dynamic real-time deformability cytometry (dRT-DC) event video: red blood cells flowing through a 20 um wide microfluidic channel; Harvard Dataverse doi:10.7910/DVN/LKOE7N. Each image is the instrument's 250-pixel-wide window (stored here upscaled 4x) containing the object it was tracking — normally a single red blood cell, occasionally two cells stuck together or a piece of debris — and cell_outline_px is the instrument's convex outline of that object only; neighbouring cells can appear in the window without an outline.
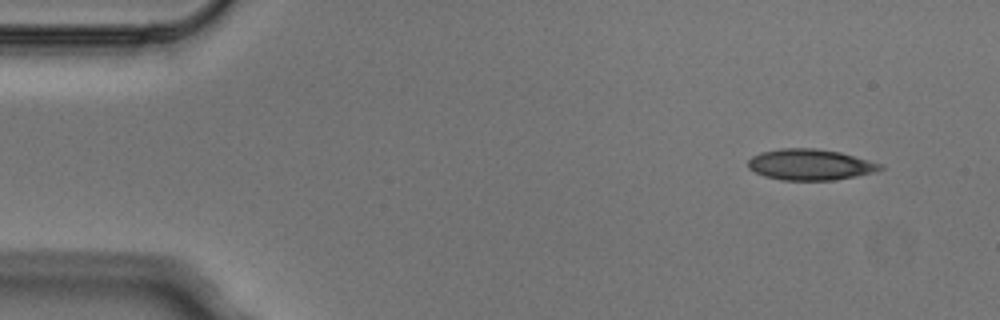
{"species": "Egyptian fruit bat (a non-hibernating species)", "species_latin": "Rousettus aegyptiacus", "temperature_condition": "cold", "stored_images_in_passage": 5, "camera_frame_rate_fps": 3000, "um_per_image_px": 0.085, "animal": {"sex": "male"}, "frame": {"image": 1, "passage_image": 1, "time_ms": 0.0, "image_size_px": [1000, 320], "cell_outline_px": [[884, 168], [876, 172], [856, 176], [832, 180], [780, 180], [764, 176], [748, 168], [748, 160], [752, 156], [760, 152], [780, 148], [816, 148], [840, 152], [884, 164]], "centroid_in_image_um": [68.88, 13.99], "position_along_channel_um": 16.1, "area_um2": 24.04}}
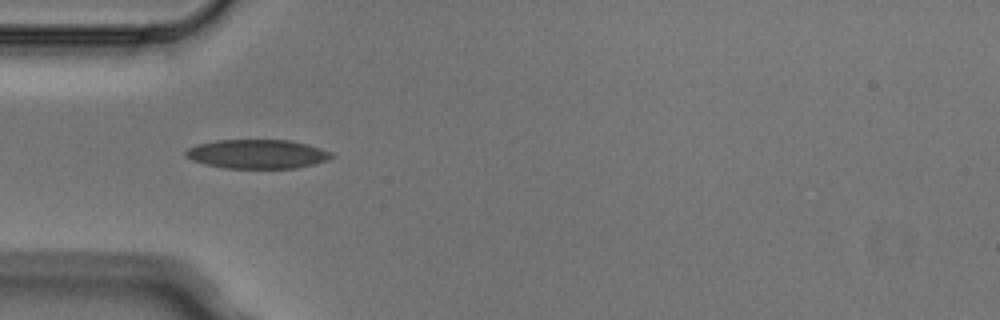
{"frame": {"image": 2, "passage_image": 4, "time_ms": 1.0, "image_size_px": [1000, 320], "cell_outline_px": [[336, 156], [328, 160], [296, 168], [224, 168], [204, 164], [192, 160], [184, 156], [184, 152], [188, 148], [196, 144], [216, 140], [288, 140], [308, 144], [332, 152]], "centroid_in_image_um": [21.85, 13.09], "position_along_channel_um": 63.1, "area_um2": 24.85}}
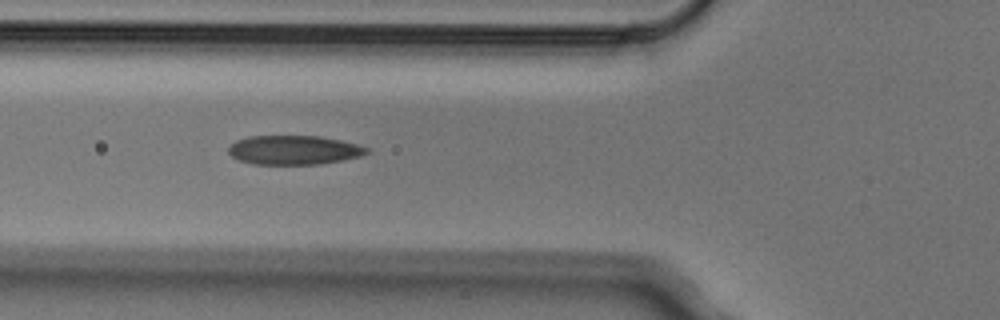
{"frame": {"image": 3, "passage_image": 5, "time_ms": 1.333, "image_size_px": [1000, 320], "cell_outline_px": [[368, 152], [360, 156], [320, 164], [252, 164], [240, 160], [232, 156], [228, 152], [228, 144], [236, 140], [248, 136], [320, 136], [340, 140], [356, 144], [368, 148]], "centroid_in_image_um": [24.92, 12.74], "position_along_channel_um": 100.9, "area_um2": 23.41}}